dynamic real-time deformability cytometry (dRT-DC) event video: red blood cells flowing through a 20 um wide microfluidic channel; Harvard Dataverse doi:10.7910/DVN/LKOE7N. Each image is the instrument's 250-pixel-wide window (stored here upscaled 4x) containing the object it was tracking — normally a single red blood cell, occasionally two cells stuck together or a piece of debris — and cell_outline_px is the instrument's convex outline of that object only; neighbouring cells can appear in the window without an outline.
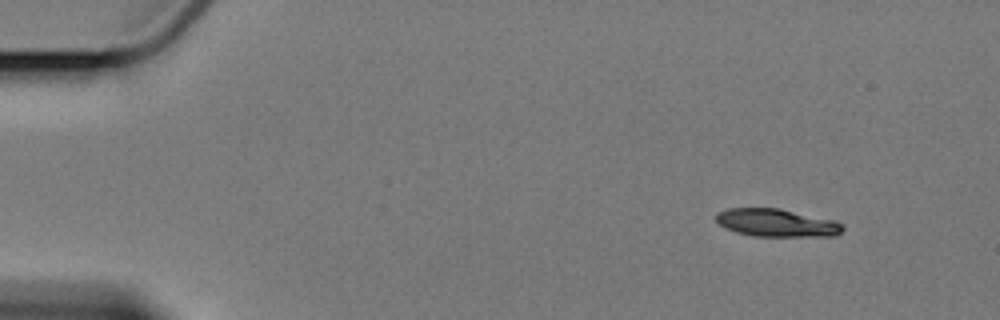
{"species": "Egyptian fruit bat (a non-hibernating species)", "species_latin": "Rousettus aegyptiacus", "temperature_condition": "cold", "stored_images_in_passage": 4, "camera_frame_rate_fps": 3000, "um_per_image_px": 0.085, "animal": {"sex": "female"}, "frame": {"image": 1, "passage_image": 1, "time_ms": 0.0, "image_size_px": [1000, 320], "cell_outline_px": [[844, 228], [836, 236], [752, 236], [736, 232], [724, 228], [716, 220], [716, 212], [728, 208], [780, 208], [836, 220], [844, 224]], "centroid_in_image_um": [66.03, 18.93], "position_along_channel_um": 19.0, "area_um2": 20.81}}